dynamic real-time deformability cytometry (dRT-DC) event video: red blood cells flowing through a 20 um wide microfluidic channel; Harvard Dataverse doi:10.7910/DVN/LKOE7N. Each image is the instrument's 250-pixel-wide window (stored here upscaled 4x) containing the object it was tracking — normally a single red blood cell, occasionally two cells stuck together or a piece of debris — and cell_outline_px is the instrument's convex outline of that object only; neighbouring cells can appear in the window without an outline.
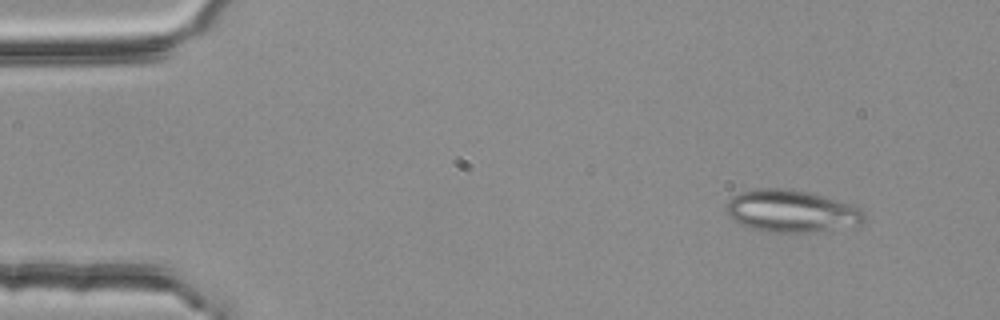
{"species": "common noctule bat (a hibernating species)", "species_latin": "Nyctalus noctula", "temperature_condition": "room temperature", "stored_images_in_passage": 4, "camera_frame_rate_fps": 3000, "um_per_image_px": 0.085, "animal": {"sex": "female", "body_mass_g": 25.1}, "frame": {"image": 1, "passage_image": 1, "time_ms": 0.0, "image_size_px": [1000, 320], "cell_outline_px": [[864, 220], [860, 224], [816, 232], [764, 232], [740, 224], [732, 220], [724, 212], [724, 204], [732, 196], [740, 192], [756, 188], [784, 188], [808, 192], [824, 196], [852, 204], [860, 208], [864, 212]], "centroid_in_image_um": [67.2, 17.94], "position_along_channel_um": 17.8, "area_um2": 34.33}}